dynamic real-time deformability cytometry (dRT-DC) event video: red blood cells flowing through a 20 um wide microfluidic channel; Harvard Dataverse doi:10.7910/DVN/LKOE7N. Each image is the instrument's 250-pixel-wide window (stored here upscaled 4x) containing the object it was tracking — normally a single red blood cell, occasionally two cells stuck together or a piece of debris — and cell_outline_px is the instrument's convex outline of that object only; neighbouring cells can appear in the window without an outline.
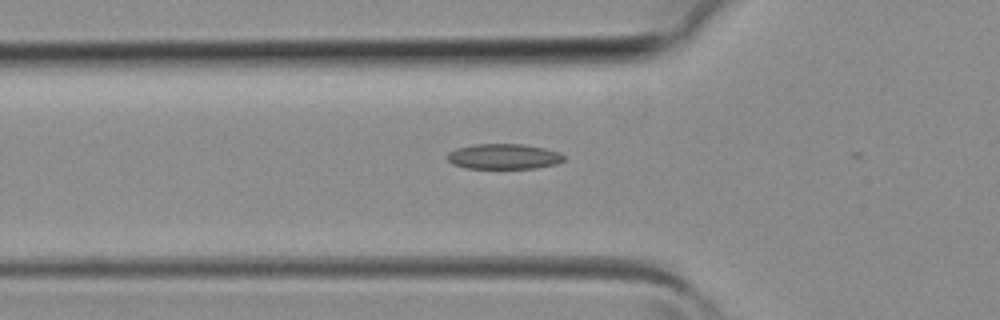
{"species": "common noctule bat (a hibernating species)", "species_latin": "Nyctalus noctula", "temperature_condition": "room temperature", "stored_images_in_passage": 13, "camera_frame_rate_fps": 3000, "um_per_image_px": 0.085, "animal": {"sex": "female", "body_mass_g": 19.3, "forearm_length_mm": 54.1}, "frame": {"image": 1, "passage_image": 12, "time_ms": 3.667, "image_size_px": [1000, 320], "cell_outline_px": [[564, 160], [556, 164], [536, 168], [468, 168], [452, 164], [448, 160], [448, 152], [456, 148], [476, 144], [524, 144], [544, 148], [560, 152], [564, 156]], "centroid_in_image_um": [42.83, 13.3], "position_along_channel_um": 83.0, "area_um2": 17.17}}